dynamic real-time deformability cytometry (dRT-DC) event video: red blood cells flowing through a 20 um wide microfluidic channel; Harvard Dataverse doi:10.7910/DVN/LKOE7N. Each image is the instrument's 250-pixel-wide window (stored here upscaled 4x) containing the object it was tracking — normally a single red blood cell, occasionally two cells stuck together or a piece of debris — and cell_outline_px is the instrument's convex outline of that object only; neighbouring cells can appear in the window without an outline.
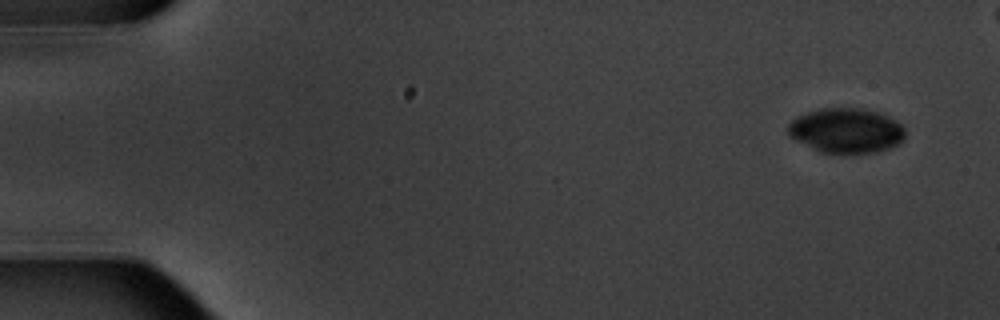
{"species": "common noctule bat (a hibernating species)", "species_latin": "Nyctalus noctula", "temperature_condition": "warm", "stored_images_in_passage": 6, "camera_frame_rate_fps": 3000, "um_per_image_px": 0.085, "animal": {"sex": "male", "body_mass_g": 20.1, "forearm_length_mm": 53.5}, "frame": {"image": 1, "passage_image": 1, "time_ms": 0.0, "image_size_px": [1000, 320], "cell_outline_px": [[904, 140], [900, 144], [888, 148], [872, 152], [820, 152], [788, 136], [788, 124], [792, 120], [808, 112], [820, 108], [864, 108], [880, 112], [896, 120], [904, 128]], "centroid_in_image_um": [71.95, 11.08], "position_along_channel_um": 13.1, "area_um2": 30.4}}